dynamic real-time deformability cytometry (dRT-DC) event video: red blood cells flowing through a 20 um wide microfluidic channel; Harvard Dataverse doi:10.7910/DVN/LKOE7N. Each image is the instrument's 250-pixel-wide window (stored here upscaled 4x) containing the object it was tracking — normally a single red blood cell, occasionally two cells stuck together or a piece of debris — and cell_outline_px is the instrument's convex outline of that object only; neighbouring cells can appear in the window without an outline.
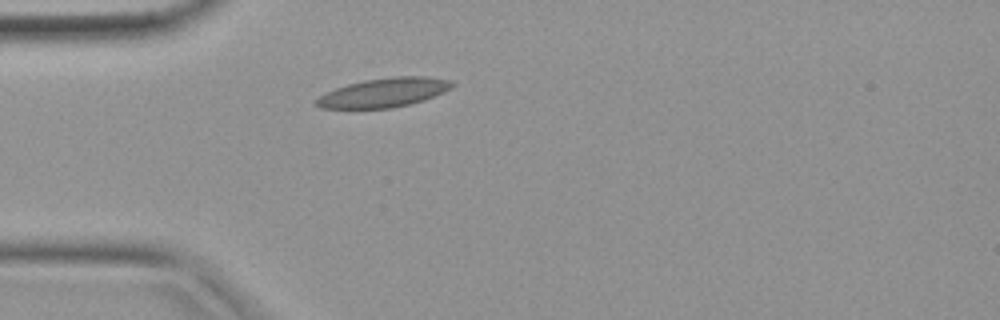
{"species": "common noctule bat (a hibernating species)", "species_latin": "Nyctalus noctula", "temperature_condition": "warm", "stored_images_in_passage": 19, "camera_frame_rate_fps": 3000, "um_per_image_px": 0.085, "animal": {"sex": "female", "body_mass_g": 19.9}, "frame": {"image": 1, "passage_image": 1, "time_ms": 0.0, "image_size_px": [1000, 320], "cell_outline_px": [[456, 84], [452, 88], [444, 92], [424, 100], [392, 108], [320, 108], [312, 100], [324, 92], [348, 84], [364, 80], [392, 76], [428, 76], [452, 80]], "centroid_in_image_um": [32.63, 7.86], "position_along_channel_um": 52.4, "area_um2": 23.29}}
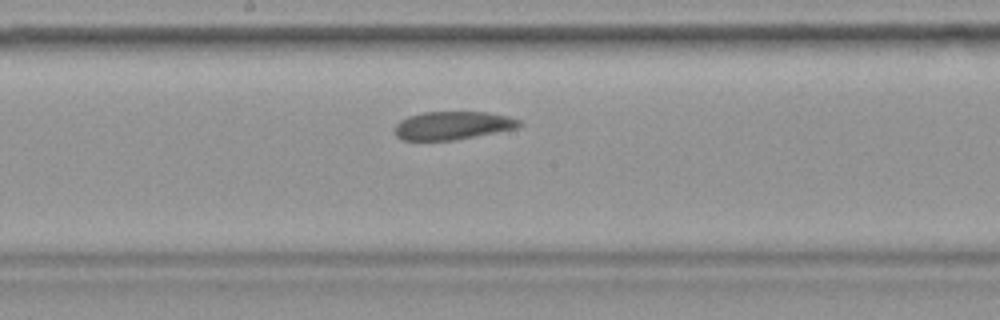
{"frame": {"image": 2, "passage_image": 11, "time_ms": 3.333, "image_size_px": [1000, 320], "cell_outline_px": [[524, 124], [520, 128], [456, 140], [400, 140], [396, 136], [396, 124], [400, 120], [408, 116], [424, 112], [488, 112], [508, 116], [520, 120]], "centroid_in_image_um": [38.53, 10.67], "position_along_channel_um": 209.7, "area_um2": 20.69}}
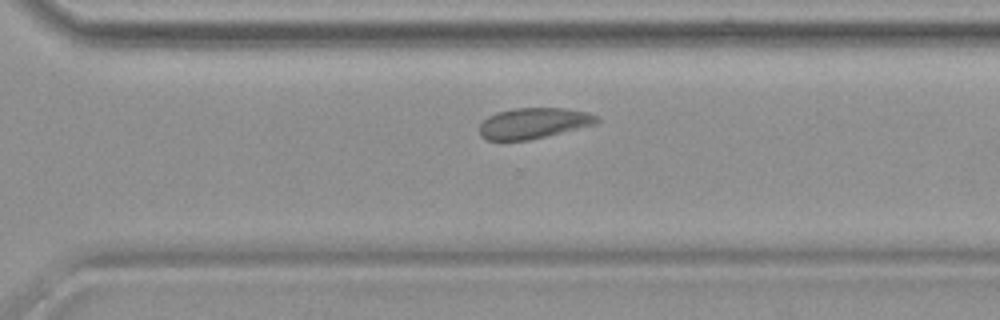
{"frame": {"image": 3, "passage_image": 18, "time_ms": 5.667, "image_size_px": [1000, 320], "cell_outline_px": [[600, 124], [528, 140], [484, 140], [480, 136], [480, 124], [488, 116], [496, 112], [512, 108], [568, 108], [588, 112], [600, 116]], "centroid_in_image_um": [45.42, 10.46], "position_along_channel_um": 325.2, "area_um2": 21.44}}